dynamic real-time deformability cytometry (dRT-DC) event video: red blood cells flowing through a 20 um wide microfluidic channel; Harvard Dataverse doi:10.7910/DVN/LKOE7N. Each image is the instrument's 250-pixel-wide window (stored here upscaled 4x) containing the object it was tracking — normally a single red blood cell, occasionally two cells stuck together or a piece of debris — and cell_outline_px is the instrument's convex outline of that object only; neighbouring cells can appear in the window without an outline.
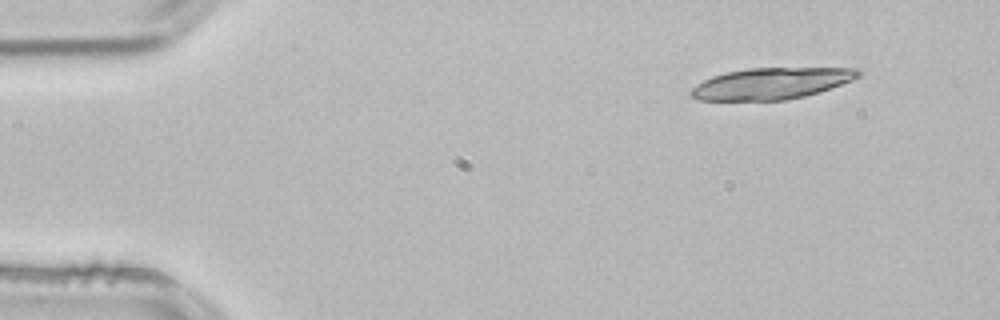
{"species": "common noctule bat (a hibernating species)", "species_latin": "Nyctalus noctula", "temperature_condition": "room temperature", "stored_images_in_passage": 4, "segment_of_instrument_passage": [1, 2], "camera_frame_rate_fps": 3000, "um_per_image_px": 0.085, "animal": {"sex": "male", "body_mass_g": 21.5, "forearm_length_mm": 52.0}, "frame": {"image": 1, "passage_image": 1, "time_ms": 0.0, "image_size_px": [1000, 320], "cell_outline_px": [[864, 72], [860, 76], [852, 80], [820, 92], [804, 96], [784, 100], [700, 100], [692, 96], [688, 92], [696, 84], [712, 76], [728, 72], [748, 68], [856, 68]], "centroid_in_image_um": [65.58, 7.09], "position_along_channel_um": 19.4, "area_um2": 30.52}}